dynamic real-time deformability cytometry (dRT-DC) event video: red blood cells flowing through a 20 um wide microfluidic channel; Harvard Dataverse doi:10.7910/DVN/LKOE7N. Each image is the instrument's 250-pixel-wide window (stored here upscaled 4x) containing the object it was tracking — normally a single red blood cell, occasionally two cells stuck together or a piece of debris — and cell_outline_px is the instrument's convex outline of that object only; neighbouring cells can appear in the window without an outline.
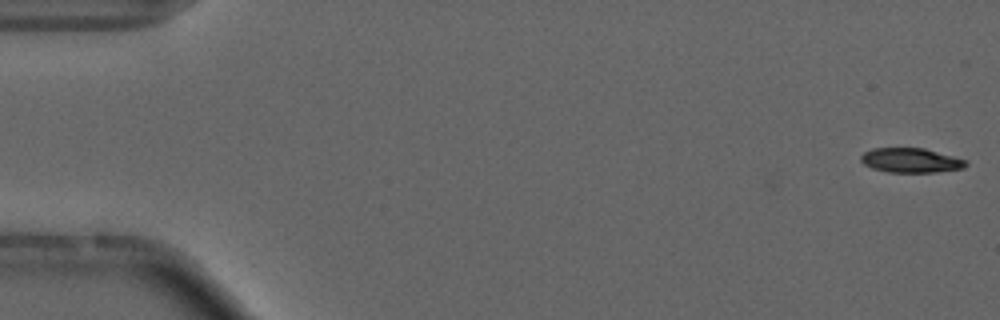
{"species": "common noctule bat (a hibernating species)", "species_latin": "Nyctalus noctula", "temperature_condition": "cold", "stored_images_in_passage": 55, "camera_frame_rate_fps": 3000, "um_per_image_px": 0.085, "animal": {"sex": "male", "forearm_length_mm": 52.5}, "frame": {"image": 1, "passage_image": 1, "time_ms": 0.0, "image_size_px": [1000, 320], "cell_outline_px": [[968, 164], [964, 168], [936, 172], [888, 172], [872, 168], [864, 164], [860, 160], [860, 156], [864, 152], [872, 148], [924, 148], [968, 160]], "centroid_in_image_um": [77.43, 13.63], "position_along_channel_um": 7.6, "area_um2": 15.09}}
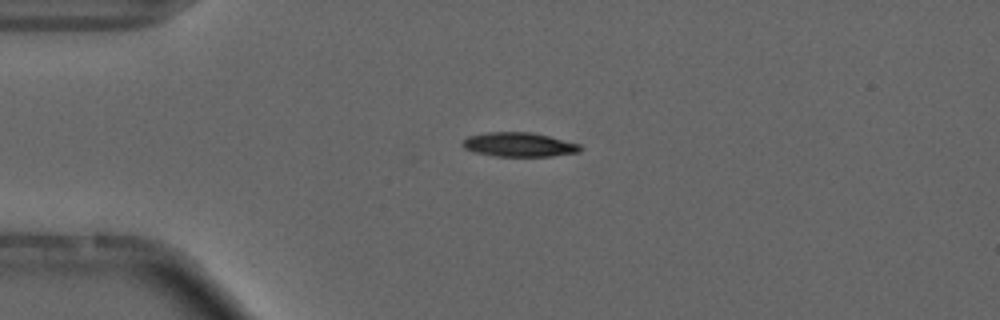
{"frame": {"image": 2, "passage_image": 13, "time_ms": 4.0, "image_size_px": [1000, 320], "cell_outline_px": [[584, 148], [580, 152], [552, 156], [496, 156], [476, 152], [464, 148], [460, 144], [468, 136], [484, 132], [532, 132], [580, 144]], "centroid_in_image_um": [44.13, 12.29], "position_along_channel_um": 40.9, "area_um2": 16.65}, "authors_computed_cell_mechanics": {"area_um2": 16.0684, "velocity_mm_per_s": 3.7196, "shape_relaxation_time_tau1_ms": 3.6613, "shape_relaxation_time_tau2_ms": null, "deformation_change_tau1": 0.0988, "deformation_change_tau2": null}}